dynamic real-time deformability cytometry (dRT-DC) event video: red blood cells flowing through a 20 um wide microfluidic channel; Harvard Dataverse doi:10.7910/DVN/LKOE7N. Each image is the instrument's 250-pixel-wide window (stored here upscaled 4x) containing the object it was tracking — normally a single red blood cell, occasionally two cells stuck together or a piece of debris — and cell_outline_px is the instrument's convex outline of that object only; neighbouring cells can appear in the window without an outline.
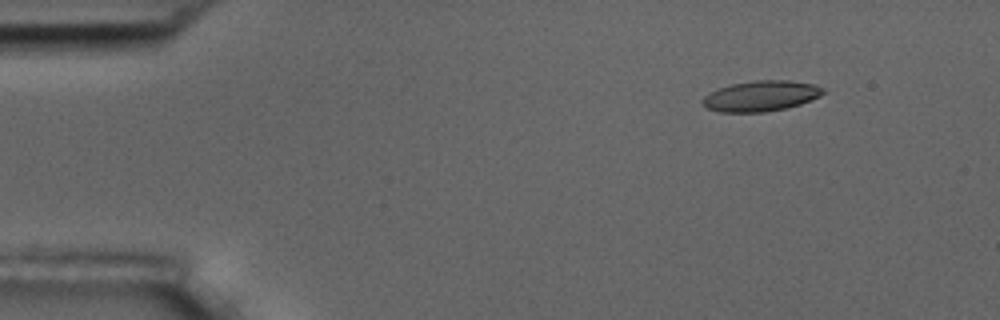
{"species": "common noctule bat (a hibernating species)", "species_latin": "Nyctalus noctula", "temperature_condition": "room temperature", "stored_images_in_passage": 5, "camera_frame_rate_fps": 3000, "um_per_image_px": 0.085, "animal": {"sex": "male", "body_mass_g": 17.5, "forearm_length_mm": 52.3}, "frame": {"image": 1, "passage_image": 5, "time_ms": 4.667, "image_size_px": [1000, 320], "cell_outline_px": [[828, 92], [820, 96], [800, 104], [784, 108], [764, 112], [720, 112], [708, 108], [700, 100], [708, 92], [716, 88], [732, 84], [756, 80], [788, 80], [816, 84], [824, 88]], "centroid_in_image_um": [64.69, 8.14], "position_along_channel_um": 20.3, "area_um2": 21.62}}